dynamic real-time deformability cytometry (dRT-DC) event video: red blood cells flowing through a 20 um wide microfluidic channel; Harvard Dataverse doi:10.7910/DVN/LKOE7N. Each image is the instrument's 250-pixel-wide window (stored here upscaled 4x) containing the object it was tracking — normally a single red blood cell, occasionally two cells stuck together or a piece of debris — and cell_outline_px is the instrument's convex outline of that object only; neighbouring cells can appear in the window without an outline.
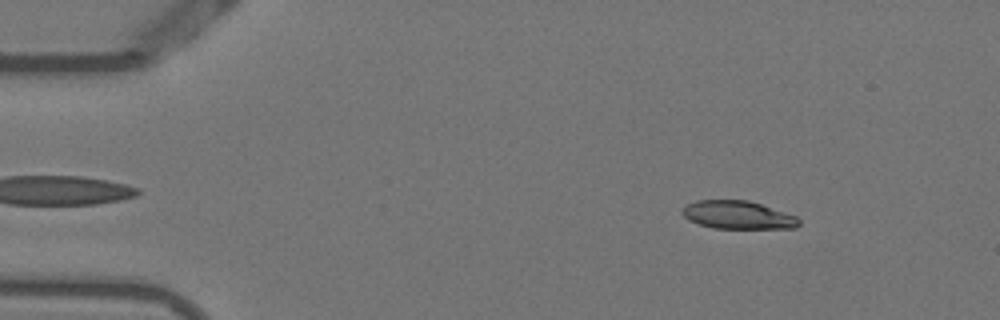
{"species": "Egyptian fruit bat (a non-hibernating species)", "species_latin": "Rousettus aegyptiacus", "temperature_condition": "warm", "stored_images_in_passage": 52, "camera_frame_rate_fps": 3000, "um_per_image_px": 0.085, "animal": {"sex": "female"}, "frame": {"image": 1, "passage_image": 6, "time_ms": 1.667, "image_size_px": [1000, 320], "cell_outline_px": [[800, 224], [796, 228], [712, 228], [688, 220], [680, 212], [688, 204], [696, 200], [748, 200], [796, 216], [800, 220]], "centroid_in_image_um": [62.71, 18.27], "position_along_channel_um": 22.3, "area_um2": 18.96}}
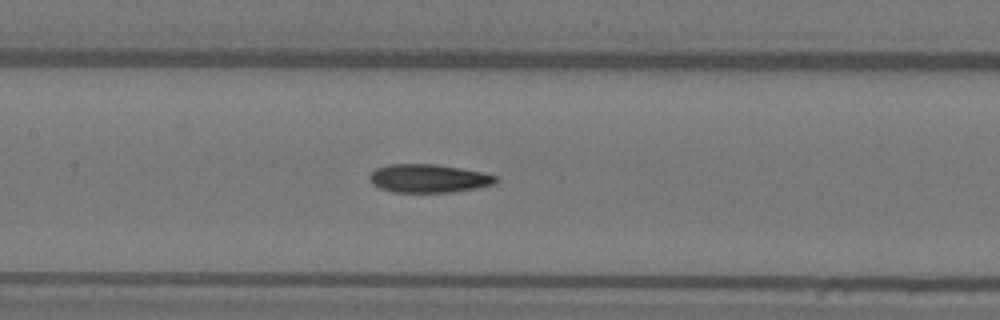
{"frame": {"image": 2, "passage_image": 24, "time_ms": 7.667, "image_size_px": [1000, 320], "cell_outline_px": [[500, 180], [496, 184], [476, 188], [452, 192], [392, 192], [380, 188], [372, 184], [368, 176], [376, 168], [388, 164], [436, 164], [484, 172], [496, 176]], "centroid_in_image_um": [36.45, 15.16], "position_along_channel_um": 170.9, "area_um2": 21.04}}
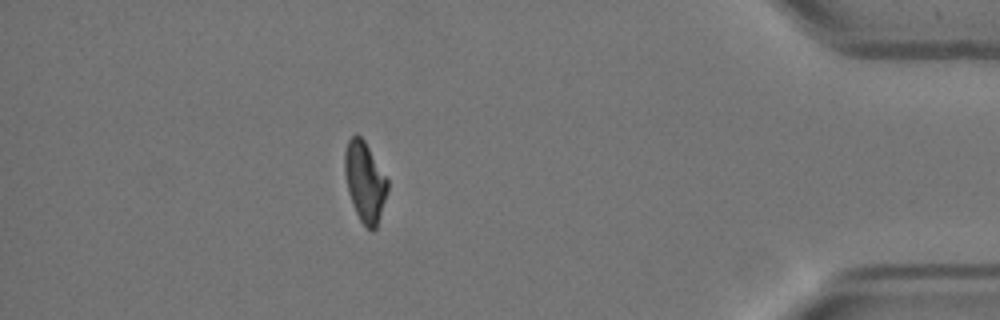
{"frame": {"image": 3, "passage_image": 46, "time_ms": 15.0, "image_size_px": [1000, 320], "cell_outline_px": [[388, 192], [376, 228], [372, 232], [360, 220], [356, 212], [348, 192], [344, 172], [344, 152], [348, 140], [356, 132], [364, 140], [388, 180]], "centroid_in_image_um": [31.0, 15.43], "position_along_channel_um": 404.2, "area_um2": 19.94}, "authors_computed_cell_mechanics": {"area_um2": 20.808, "velocity_mm_per_s": 3.8081, "shape_relaxation_time_tau1_ms": 9.319, "shape_relaxation_time_tau2_ms": 2.583, "deformation_change_tau1": 0.2734, "deformation_change_tau2": 0.101}}